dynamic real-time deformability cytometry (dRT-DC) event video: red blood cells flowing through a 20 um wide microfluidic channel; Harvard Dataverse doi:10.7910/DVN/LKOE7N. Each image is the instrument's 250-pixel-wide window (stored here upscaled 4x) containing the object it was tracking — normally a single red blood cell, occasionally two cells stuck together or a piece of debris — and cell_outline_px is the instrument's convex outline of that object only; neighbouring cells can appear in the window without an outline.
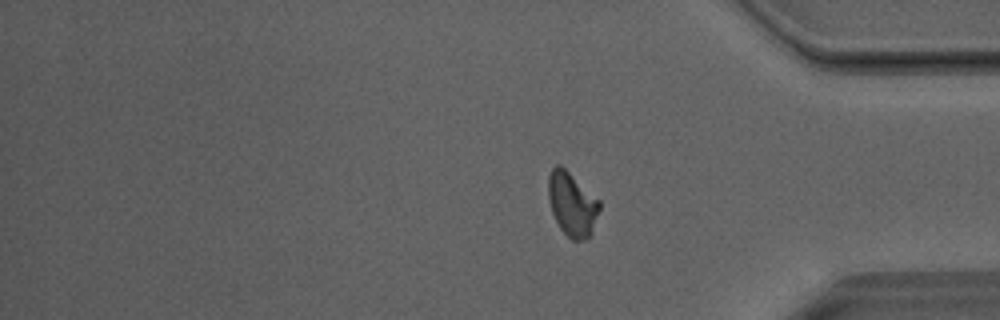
{"species": "Egyptian fruit bat (a non-hibernating species)", "species_latin": "Rousettus aegyptiacus", "temperature_condition": "room temperature", "stored_images_in_passage": 47, "segment_of_instrument_passage": [2, 2], "camera_frame_rate_fps": 3000, "um_per_image_px": 0.085, "animal": {"sex": "male"}, "frame": {"image": 1, "passage_image": 47, "time_ms": 15.333, "image_size_px": [1000, 320], "cell_outline_px": [[600, 208], [588, 240], [572, 240], [560, 228], [552, 212], [548, 200], [548, 176], [552, 168], [556, 164], [560, 164], [600, 200]], "centroid_in_image_um": [48.61, 17.34], "position_along_channel_um": 386.6, "area_um2": 19.02}}